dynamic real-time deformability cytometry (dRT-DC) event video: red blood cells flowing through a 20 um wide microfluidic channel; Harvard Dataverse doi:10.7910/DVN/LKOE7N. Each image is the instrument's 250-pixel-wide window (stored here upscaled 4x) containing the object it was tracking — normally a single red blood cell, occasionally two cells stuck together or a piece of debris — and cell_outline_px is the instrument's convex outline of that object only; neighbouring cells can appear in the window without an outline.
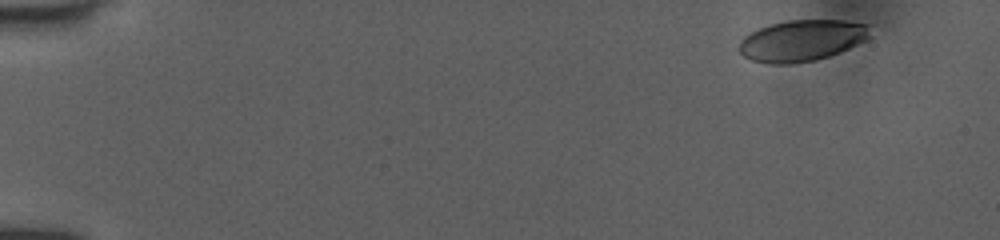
{"species": "human", "species_latin": "Homo sapiens", "temperature_condition": "room temperature", "stored_images_in_passage": 49, "camera_frame_rate_fps": 3000, "um_per_image_px": 0.085, "donor": {"sex": "female"}, "frame": {"image": 1, "passage_image": 1, "time_ms": 0.0, "image_size_px": [1000, 240], "cell_outline_px": [[868, 36], [864, 40], [840, 52], [828, 56], [812, 60], [788, 64], [768, 64], [752, 60], [744, 56], [736, 48], [740, 40], [744, 36], [768, 24], [788, 20], [844, 20], [868, 24]], "centroid_in_image_um": [68.09, 3.44], "position_along_channel_um": 16.9, "area_um2": 31.33}}
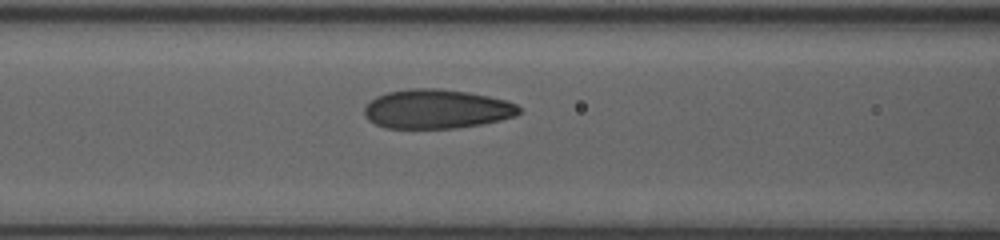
{"frame": {"image": 2, "passage_image": 20, "time_ms": 6.333, "image_size_px": [1000, 240], "cell_outline_px": [[520, 112], [516, 116], [500, 120], [480, 124], [456, 128], [384, 128], [368, 120], [364, 116], [364, 108], [376, 96], [388, 92], [408, 88], [440, 88], [468, 92], [508, 100], [516, 104], [520, 108]], "centroid_in_image_um": [37.11, 9.26], "position_along_channel_um": 129.5, "area_um2": 35.49}}
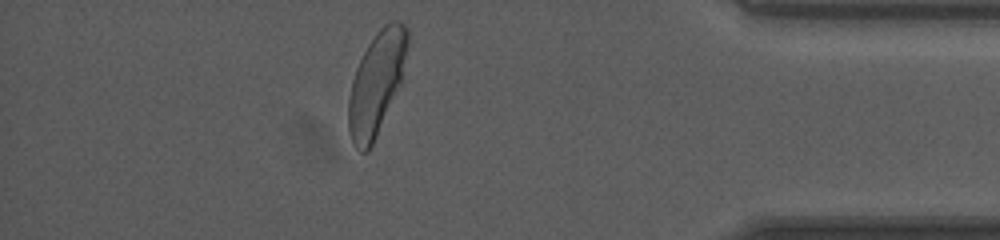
{"frame": {"image": 3, "passage_image": 43, "time_ms": 14.0, "image_size_px": [1000, 240], "cell_outline_px": [[408, 44], [400, 84], [376, 136], [368, 152], [360, 152], [352, 144], [348, 128], [348, 100], [352, 80], [356, 68], [368, 44], [376, 32], [384, 24], [392, 20], [400, 20], [408, 28]], "centroid_in_image_um": [31.99, 7.06], "position_along_channel_um": 403.2, "area_um2": 35.14}, "authors_computed_cell_mechanics": {"area_um2": 34.7956, "velocity_mm_per_s": 3.977, "shape_relaxation_time_tau1_ms": 3.548, "shape_relaxation_time_tau2_ms": null, "deformation_change_tau1": 0.154, "deformation_change_tau2": null}}